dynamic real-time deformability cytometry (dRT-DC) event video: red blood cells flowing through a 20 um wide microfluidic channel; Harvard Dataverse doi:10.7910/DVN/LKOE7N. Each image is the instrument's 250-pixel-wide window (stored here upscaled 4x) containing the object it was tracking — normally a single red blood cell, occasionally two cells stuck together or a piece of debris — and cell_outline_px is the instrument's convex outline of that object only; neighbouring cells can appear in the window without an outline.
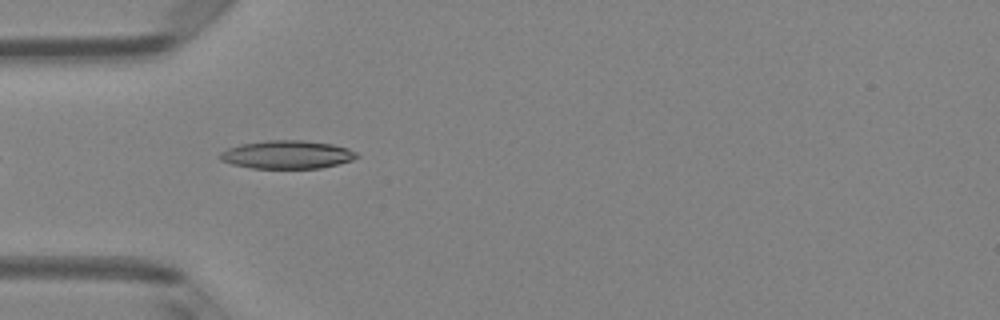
{"species": "Egyptian fruit bat (a non-hibernating species)", "species_latin": "Rousettus aegyptiacus", "temperature_condition": "room temperature", "stored_images_in_passage": 4, "camera_frame_rate_fps": 3000, "um_per_image_px": 0.085, "animal": {"sex": "female"}, "frame": {"image": 1, "passage_image": 2, "time_ms": 0.333, "image_size_px": [1000, 320], "cell_outline_px": [[360, 156], [352, 160], [320, 168], [252, 168], [232, 164], [220, 160], [220, 152], [228, 148], [240, 144], [268, 140], [304, 140], [332, 144], [348, 148], [356, 152]], "centroid_in_image_um": [24.4, 13.13], "position_along_channel_um": 60.6, "area_um2": 22.43}}
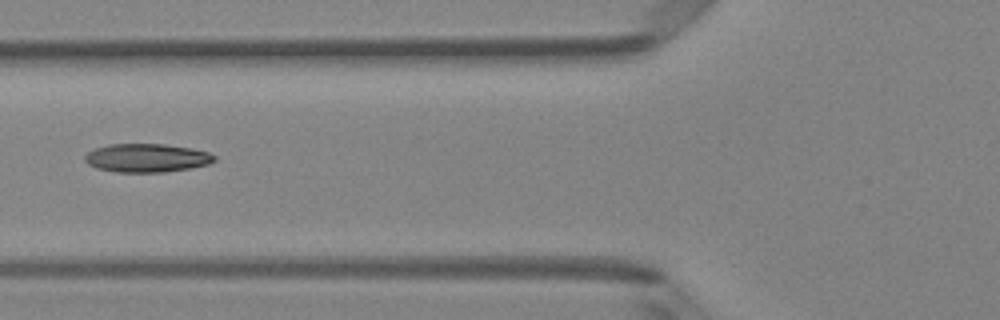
{"frame": {"image": 2, "passage_image": 3, "time_ms": 0.667, "image_size_px": [1000, 320], "cell_outline_px": [[216, 160], [208, 164], [192, 168], [164, 172], [116, 172], [96, 168], [88, 164], [84, 160], [84, 156], [88, 152], [96, 148], [108, 144], [164, 144], [192, 148], [208, 152], [216, 156]], "centroid_in_image_um": [12.48, 13.42], "position_along_channel_um": 113.3, "area_um2": 21.62}}
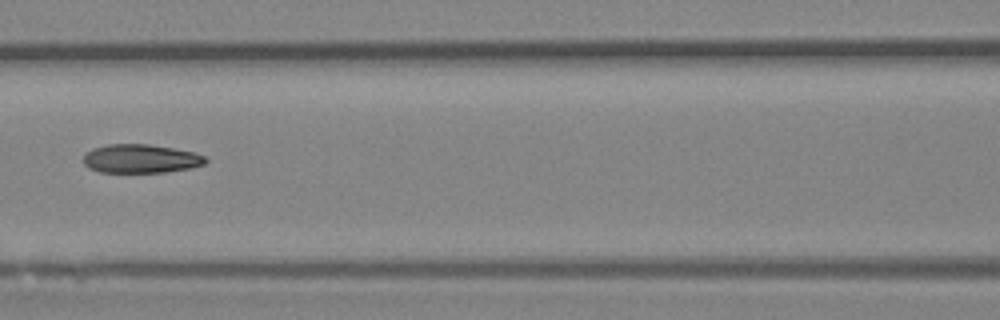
{"frame": {"image": 3, "passage_image": 4, "time_ms": 1.0, "image_size_px": [1000, 320], "cell_outline_px": [[208, 160], [204, 164], [192, 168], [164, 172], [100, 172], [88, 168], [84, 164], [84, 156], [92, 148], [108, 144], [148, 144], [172, 148], [192, 152], [204, 156]], "centroid_in_image_um": [11.95, 13.49], "position_along_channel_um": 154.6, "area_um2": 20.35}}